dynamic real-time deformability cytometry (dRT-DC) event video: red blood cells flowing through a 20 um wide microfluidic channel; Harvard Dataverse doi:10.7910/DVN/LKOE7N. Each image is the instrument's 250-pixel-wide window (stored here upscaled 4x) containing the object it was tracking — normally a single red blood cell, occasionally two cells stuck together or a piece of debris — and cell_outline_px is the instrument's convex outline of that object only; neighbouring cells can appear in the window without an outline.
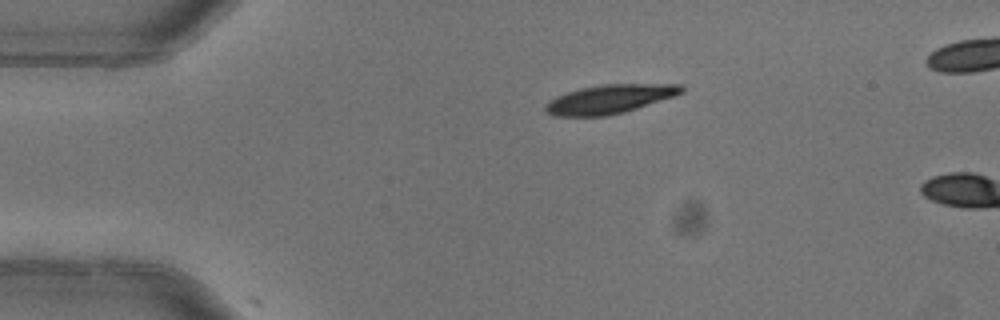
{"species": "common noctule bat (a hibernating species)", "species_latin": "Nyctalus noctula", "temperature_condition": "warm", "stored_images_in_passage": 2, "camera_frame_rate_fps": 3000, "um_per_image_px": 0.085, "animal": {"sex": "female"}, "frame": {"image": 1, "passage_image": 1, "time_ms": 0.0, "image_size_px": [1000, 320], "cell_outline_px": [[684, 92], [676, 96], [624, 112], [604, 116], [552, 116], [544, 112], [544, 104], [548, 100], [556, 96], [580, 88], [600, 84], [684, 84]], "centroid_in_image_um": [51.8, 8.42], "position_along_channel_um": 33.2, "area_um2": 23.18}}